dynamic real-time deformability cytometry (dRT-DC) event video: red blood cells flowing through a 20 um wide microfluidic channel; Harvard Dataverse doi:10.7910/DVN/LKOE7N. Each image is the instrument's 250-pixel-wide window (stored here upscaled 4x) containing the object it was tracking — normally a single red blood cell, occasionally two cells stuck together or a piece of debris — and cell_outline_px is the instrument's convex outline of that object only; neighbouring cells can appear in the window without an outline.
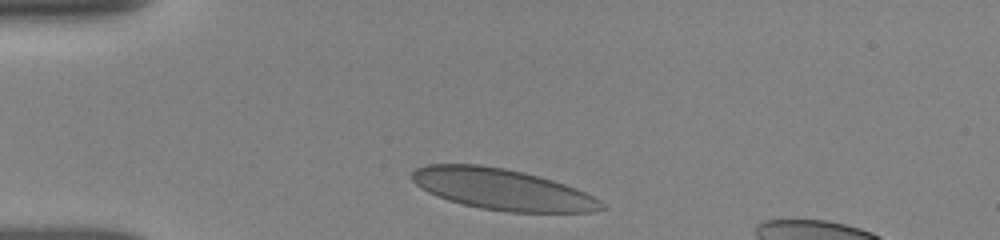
{"species": "human", "species_latin": "Homo sapiens", "temperature_condition": "room temperature", "stored_images_in_passage": 33, "camera_frame_rate_fps": 3000, "um_per_image_px": 0.085, "donor": {"sex": "female"}, "frame": {"image": 1, "passage_image": 1, "time_ms": 0.0, "image_size_px": [1000, 240], "cell_outline_px": [[608, 208], [592, 212], [508, 212], [480, 208], [448, 200], [436, 196], [428, 192], [416, 184], [412, 180], [412, 172], [416, 168], [428, 164], [480, 164], [504, 168], [540, 176], [576, 188], [600, 200]], "centroid_in_image_um": [42.7, 16.09], "position_along_channel_um": 42.3, "area_um2": 45.32}}
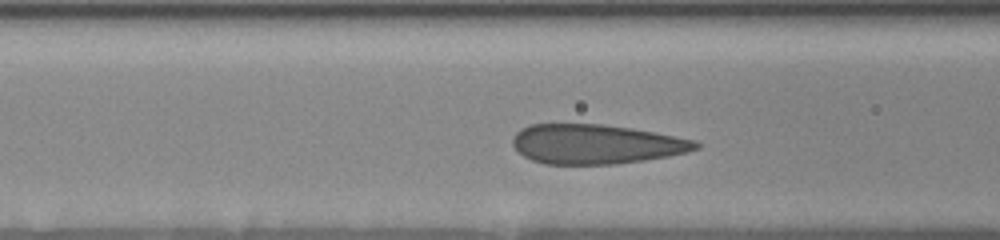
{"frame": {"image": 2, "passage_image": 17, "time_ms": 2.667, "image_size_px": [1000, 240], "cell_outline_px": [[700, 148], [668, 156], [644, 160], [616, 164], [544, 164], [532, 160], [524, 156], [512, 144], [512, 140], [516, 132], [520, 128], [528, 124], [604, 124], [632, 128], [696, 140], [700, 144]], "centroid_in_image_um": [50.63, 12.24], "position_along_channel_um": 116.0, "area_um2": 42.19}}
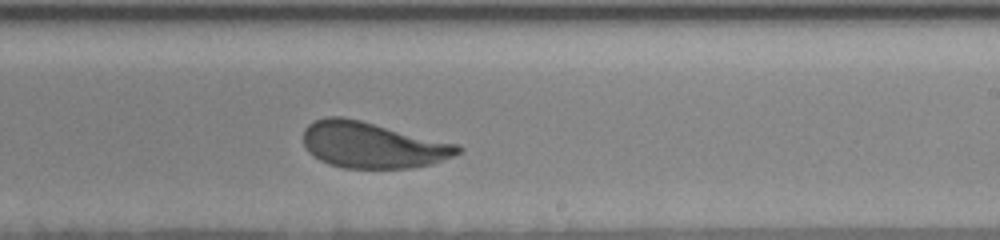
{"frame": {"image": 3, "passage_image": 33, "time_ms": 6.333, "image_size_px": [1000, 240], "cell_outline_px": [[464, 148], [460, 152], [452, 156], [432, 164], [408, 168], [344, 168], [328, 164], [320, 160], [308, 152], [304, 144], [304, 128], [312, 120], [324, 116], [340, 116], [360, 120], [460, 144]], "centroid_in_image_um": [31.65, 12.32], "position_along_channel_um": 257.4, "area_um2": 41.73}}